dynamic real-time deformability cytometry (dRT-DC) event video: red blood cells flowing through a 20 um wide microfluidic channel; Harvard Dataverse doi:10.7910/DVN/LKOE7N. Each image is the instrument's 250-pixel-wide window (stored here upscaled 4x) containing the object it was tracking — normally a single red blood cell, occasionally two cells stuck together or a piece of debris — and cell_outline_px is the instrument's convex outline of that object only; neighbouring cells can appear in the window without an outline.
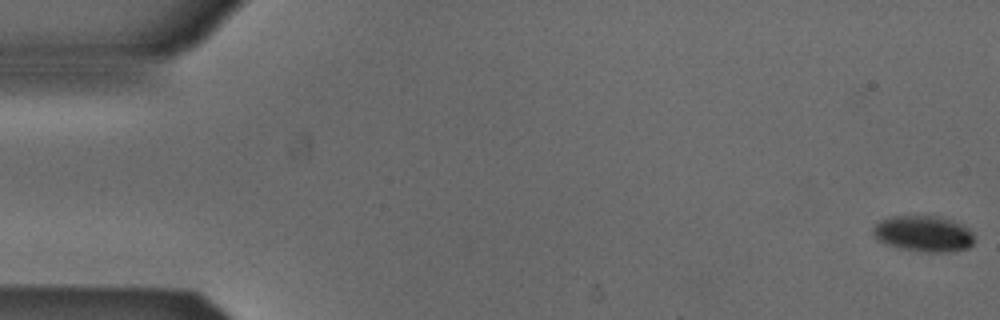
{"species": "Egyptian fruit bat (a non-hibernating species)", "species_latin": "Rousettus aegyptiacus", "temperature_condition": "cold", "stored_images_in_passage": 54, "camera_frame_rate_fps": 3000, "um_per_image_px": 0.085, "animal": {"sex": "male"}, "frame": {"image": 1, "passage_image": 1, "time_ms": 0.0, "image_size_px": [1000, 320], "cell_outline_px": [[976, 240], [968, 248], [948, 252], [924, 252], [896, 248], [884, 244], [876, 240], [872, 232], [872, 228], [880, 220], [892, 216], [940, 216], [952, 220], [968, 228], [972, 232]], "centroid_in_image_um": [78.48, 19.87], "position_along_channel_um": 6.5, "area_um2": 21.62}}
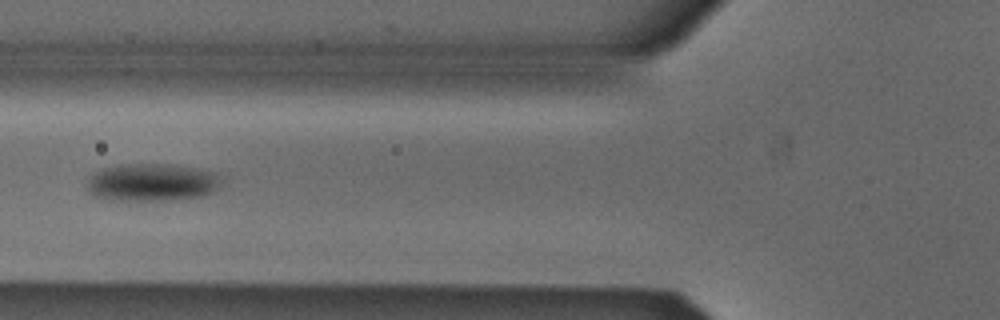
{"frame": {"image": 2, "passage_image": 21, "time_ms": 6.667, "image_size_px": [1000, 320], "cell_outline_px": [[220, 180], [216, 188], [212, 192], [200, 196], [180, 200], [112, 200], [92, 196], [88, 192], [88, 180], [96, 172], [104, 168], [120, 164], [168, 164], [196, 168], [216, 172]], "centroid_in_image_um": [12.89, 15.51], "position_along_channel_um": 112.9, "area_um2": 29.42}}
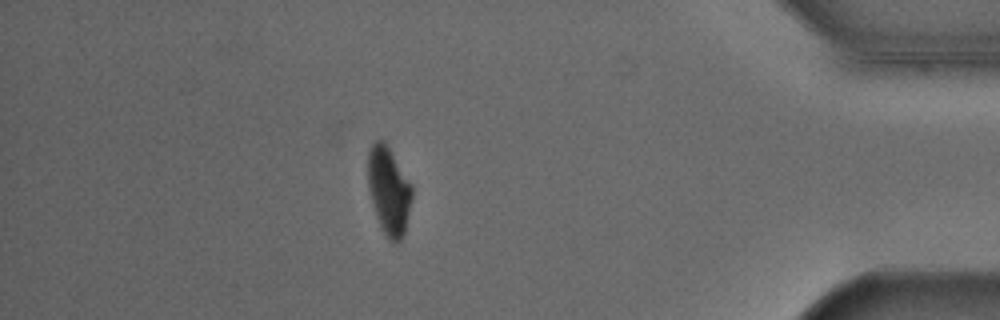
{"frame": {"image": 3, "passage_image": 47, "time_ms": 15.333, "image_size_px": [1000, 320], "cell_outline_px": [[412, 196], [404, 232], [400, 240], [396, 244], [388, 240], [380, 228], [376, 216], [368, 188], [368, 152], [372, 144], [376, 140], [384, 140], [412, 184]], "centroid_in_image_um": [33.04, 16.22], "position_along_channel_um": 402.2, "area_um2": 22.54}, "authors_computed_cell_mechanics": {"area_um2": 25.5187, "velocity_mm_per_s": 3.8561, "shape_relaxation_time_tau1_ms": 2.1701, "shape_relaxation_time_tau2_ms": null, "deformation_change_tau1": 0.0933, "deformation_change_tau2": null}}